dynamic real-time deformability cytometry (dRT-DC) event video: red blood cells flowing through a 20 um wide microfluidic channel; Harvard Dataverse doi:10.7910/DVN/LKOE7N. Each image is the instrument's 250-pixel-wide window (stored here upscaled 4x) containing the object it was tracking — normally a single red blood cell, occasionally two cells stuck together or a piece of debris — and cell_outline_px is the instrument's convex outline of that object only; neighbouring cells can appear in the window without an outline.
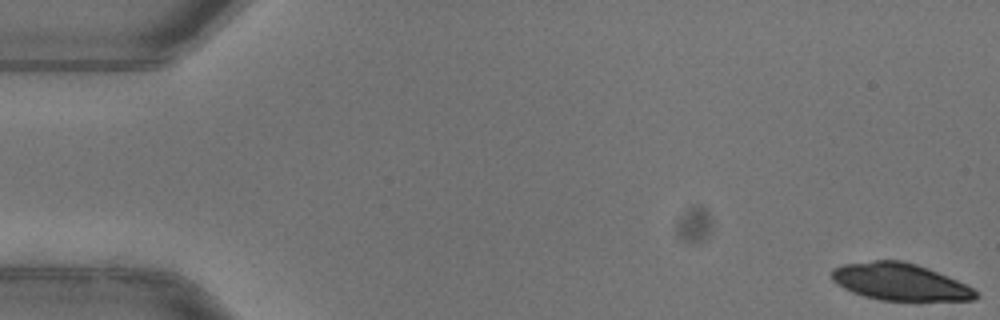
{"species": "common noctule bat (a hibernating species)", "species_latin": "Nyctalus noctula", "temperature_condition": "warm", "stored_images_in_passage": 52, "camera_frame_rate_fps": 3000, "um_per_image_px": 0.085, "animal": {"sex": "female"}, "frame": {"image": 1, "passage_image": 1, "time_ms": 0.0, "image_size_px": [1000, 320], "cell_outline_px": [[980, 296], [976, 300], [920, 304], [912, 304], [880, 300], [864, 296], [852, 292], [836, 284], [832, 280], [832, 268], [844, 264], [876, 260], [900, 260], [916, 264], [928, 268], [948, 276], [972, 288]], "centroid_in_image_um": [76.57, 24.03], "position_along_channel_um": 8.4, "area_um2": 32.43}}